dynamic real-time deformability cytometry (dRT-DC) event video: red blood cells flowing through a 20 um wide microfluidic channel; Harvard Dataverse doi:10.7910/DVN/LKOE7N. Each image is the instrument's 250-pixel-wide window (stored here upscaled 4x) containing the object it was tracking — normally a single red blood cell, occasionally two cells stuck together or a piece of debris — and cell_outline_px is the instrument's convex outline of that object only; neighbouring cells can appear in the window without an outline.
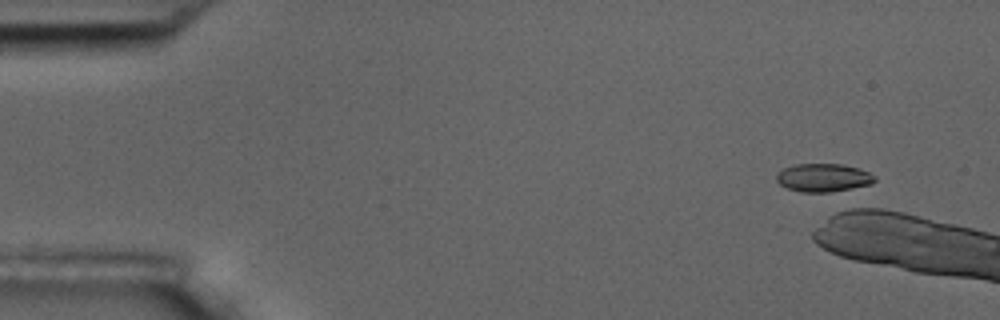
{"species": "common noctule bat (a hibernating species)", "species_latin": "Nyctalus noctula", "temperature_condition": "room temperature", "stored_images_in_passage": 1, "camera_frame_rate_fps": 3000, "um_per_image_px": 0.085, "animal": {"sex": "male", "body_mass_g": 17.5, "forearm_length_mm": 52.3}, "frame": {"image": 1, "passage_image": 1, "time_ms": 0.0, "image_size_px": [1000, 320], "cell_outline_px": [[876, 180], [872, 184], [832, 192], [800, 192], [788, 188], [780, 184], [776, 180], [776, 172], [784, 168], [796, 164], [840, 164], [860, 168], [876, 176]], "centroid_in_image_um": [69.99, 15.1], "position_along_channel_um": 15.0, "area_um2": 16.24}}